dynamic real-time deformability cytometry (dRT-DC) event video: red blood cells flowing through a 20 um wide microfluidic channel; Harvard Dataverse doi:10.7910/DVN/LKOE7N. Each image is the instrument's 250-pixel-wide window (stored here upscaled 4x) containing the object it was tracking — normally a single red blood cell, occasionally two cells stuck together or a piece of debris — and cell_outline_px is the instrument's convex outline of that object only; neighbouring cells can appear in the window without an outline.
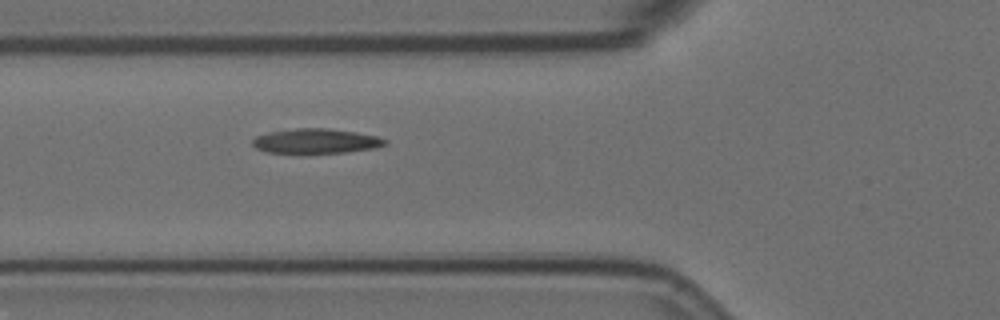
{"species": "Egyptian fruit bat (a non-hibernating species)", "species_latin": "Rousettus aegyptiacus", "temperature_condition": "room temperature", "stored_images_in_passage": 6, "camera_frame_rate_fps": 3000, "um_per_image_px": 0.085, "animal": {"sex": "female"}, "frame": {"image": 1, "passage_image": 6, "time_ms": 1.667, "image_size_px": [1000, 320], "cell_outline_px": [[388, 144], [376, 148], [344, 152], [268, 152], [256, 148], [252, 144], [252, 140], [256, 136], [268, 132], [296, 128], [328, 128], [356, 132], [376, 136], [388, 140]], "centroid_in_image_um": [26.88, 11.97], "position_along_channel_um": 98.9, "area_um2": 18.9}}